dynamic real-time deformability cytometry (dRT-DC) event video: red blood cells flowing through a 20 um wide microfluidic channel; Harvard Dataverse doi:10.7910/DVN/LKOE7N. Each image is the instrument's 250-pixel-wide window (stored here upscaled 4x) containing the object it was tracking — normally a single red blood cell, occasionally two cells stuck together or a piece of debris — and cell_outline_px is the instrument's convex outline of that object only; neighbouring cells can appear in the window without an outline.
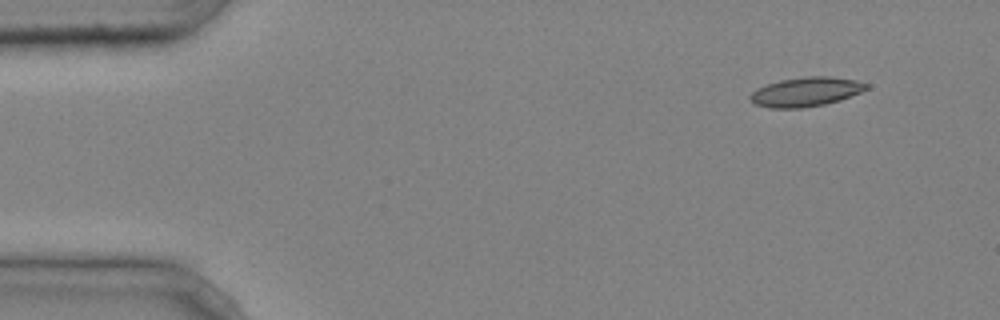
{"species": "common noctule bat (a hibernating species)", "species_latin": "Nyctalus noctula", "temperature_condition": "cold", "stored_images_in_passage": 3, "camera_frame_rate_fps": 3000, "um_per_image_px": 0.085, "animal": {"sex": "male", "body_mass_g": 20.4}, "frame": {"image": 1, "passage_image": 1, "time_ms": 0.0, "image_size_px": [1000, 320], "cell_outline_px": [[868, 88], [860, 92], [840, 100], [824, 104], [800, 108], [772, 108], [756, 104], [748, 96], [756, 88], [780, 80], [804, 76], [828, 76], [856, 80], [868, 84]], "centroid_in_image_um": [68.49, 7.79], "position_along_channel_um": 16.5, "area_um2": 19.65}}